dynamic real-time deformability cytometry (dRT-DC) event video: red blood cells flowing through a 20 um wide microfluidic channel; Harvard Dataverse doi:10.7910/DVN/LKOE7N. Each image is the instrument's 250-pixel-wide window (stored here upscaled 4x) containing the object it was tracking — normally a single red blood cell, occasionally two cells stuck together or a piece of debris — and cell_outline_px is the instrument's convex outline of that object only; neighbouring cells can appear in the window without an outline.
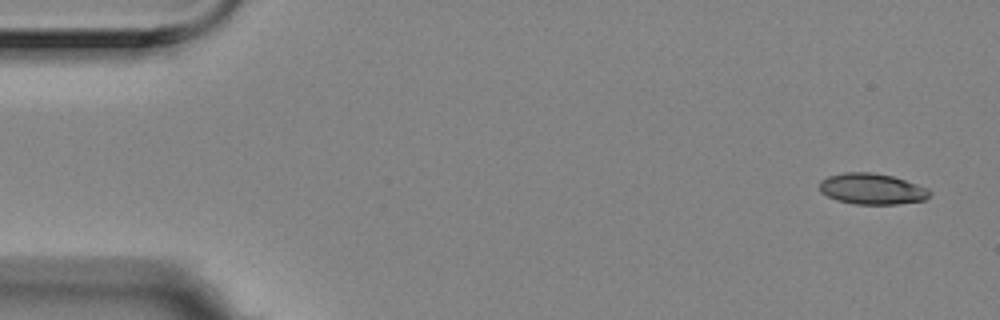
{"species": "Egyptian fruit bat (a non-hibernating species)", "species_latin": "Rousettus aegyptiacus", "temperature_condition": "room temperature", "stored_images_in_passage": 3, "camera_frame_rate_fps": 3000, "um_per_image_px": 0.085, "animal": {"sex": "female"}, "frame": {"image": 1, "passage_image": 1, "time_ms": 0.0, "image_size_px": [1000, 320], "cell_outline_px": [[932, 192], [924, 200], [896, 204], [856, 204], [836, 200], [820, 192], [820, 180], [828, 176], [844, 172], [872, 172], [892, 176], [928, 188]], "centroid_in_image_um": [74.09, 16.05], "position_along_channel_um": 10.9, "area_um2": 19.83}}